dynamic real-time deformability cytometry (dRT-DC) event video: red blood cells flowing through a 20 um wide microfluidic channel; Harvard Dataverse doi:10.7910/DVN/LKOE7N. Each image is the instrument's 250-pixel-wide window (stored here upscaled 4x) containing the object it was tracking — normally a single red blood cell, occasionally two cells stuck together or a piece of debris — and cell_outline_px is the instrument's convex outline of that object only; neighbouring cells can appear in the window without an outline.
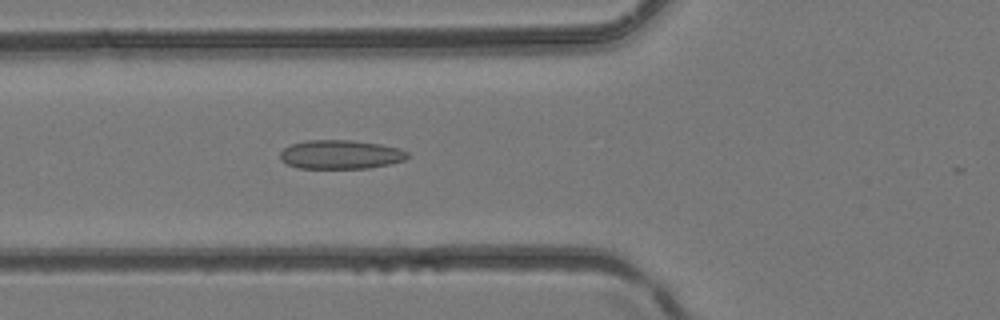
{"species": "common noctule bat (a hibernating species)", "species_latin": "Nyctalus noctula", "temperature_condition": "room temperature", "stored_images_in_passage": 17, "camera_frame_rate_fps": 3000, "um_per_image_px": 0.085, "animal": {"sex": "female", "body_mass_g": 24.6, "forearm_length_mm": 56.2}, "frame": {"image": 1, "passage_image": 4, "time_ms": 1.0, "image_size_px": [1000, 320], "cell_outline_px": [[408, 156], [404, 160], [388, 164], [368, 168], [296, 168], [280, 160], [280, 152], [284, 148], [292, 144], [304, 140], [352, 140], [380, 144], [400, 148], [408, 152]], "centroid_in_image_um": [28.93, 13.13], "position_along_channel_um": 96.9, "area_um2": 21.5}}
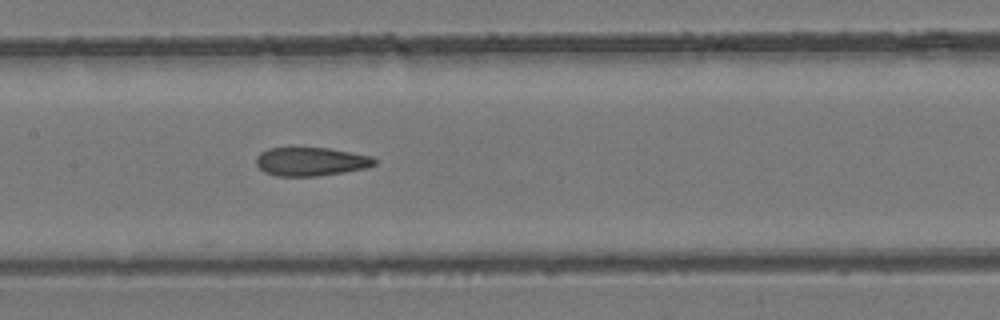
{"frame": {"image": 2, "passage_image": 9, "time_ms": 2.667, "image_size_px": [1000, 320], "cell_outline_px": [[376, 164], [364, 168], [344, 172], [316, 176], [276, 176], [264, 172], [256, 164], [256, 156], [260, 152], [268, 148], [328, 148], [372, 156], [376, 160]], "centroid_in_image_um": [26.4, 13.73], "position_along_channel_um": 181.0, "area_um2": 19.65}}
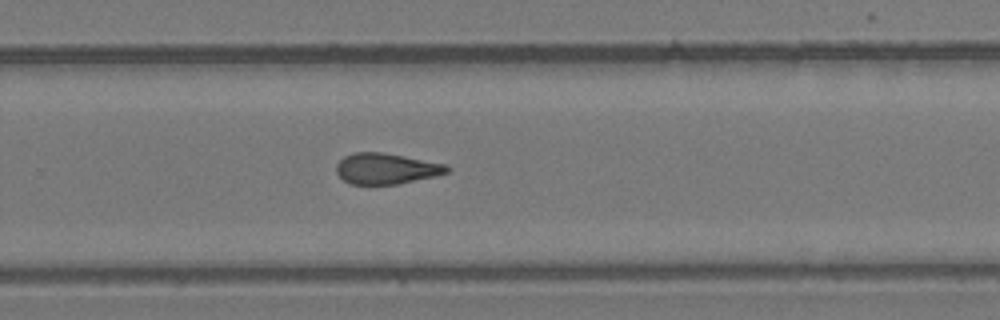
{"frame": {"image": 3, "passage_image": 16, "time_ms": 5.0, "image_size_px": [1000, 320], "cell_outline_px": [[452, 168], [448, 172], [436, 176], [396, 184], [352, 184], [344, 180], [336, 172], [336, 164], [344, 156], [352, 152], [384, 152], [448, 164]], "centroid_in_image_um": [32.86, 14.32], "position_along_channel_um": 296.9, "area_um2": 20.06}}